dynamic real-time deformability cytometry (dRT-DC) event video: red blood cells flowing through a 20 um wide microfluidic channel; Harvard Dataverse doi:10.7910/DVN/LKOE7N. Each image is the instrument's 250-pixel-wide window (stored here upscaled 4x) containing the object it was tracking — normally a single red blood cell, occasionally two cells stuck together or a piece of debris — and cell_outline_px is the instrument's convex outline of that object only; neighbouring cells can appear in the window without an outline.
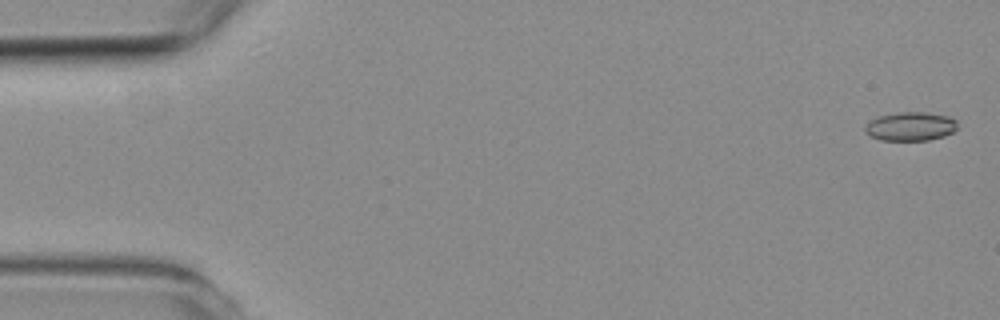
{"species": "common noctule bat (a hibernating species)", "species_latin": "Nyctalus noctula", "temperature_condition": "room temperature", "stored_images_in_passage": 5, "camera_frame_rate_fps": 3000, "um_per_image_px": 0.085, "animal": {"sex": "female", "body_mass_g": 19.3, "forearm_length_mm": 54.1}, "frame": {"image": 1, "passage_image": 1, "time_ms": 0.0, "image_size_px": [1000, 320], "cell_outline_px": [[956, 128], [952, 132], [944, 136], [928, 140], [880, 140], [868, 136], [864, 132], [864, 128], [872, 120], [880, 116], [900, 112], [924, 112], [948, 116], [956, 120]], "centroid_in_image_um": [77.38, 10.75], "position_along_channel_um": 7.6, "area_um2": 15.37}}
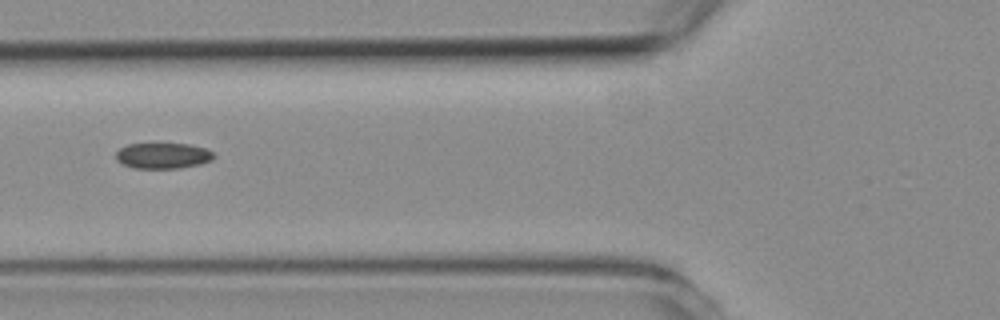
{"frame": {"image": 2, "passage_image": 5, "time_ms": 6.0, "image_size_px": [1000, 320], "cell_outline_px": [[216, 156], [212, 160], [200, 164], [180, 168], [132, 168], [116, 160], [116, 152], [120, 148], [128, 144], [188, 144], [204, 148], [212, 152]], "centroid_in_image_um": [13.85, 13.24], "position_along_channel_um": 112.0, "area_um2": 14.62}}